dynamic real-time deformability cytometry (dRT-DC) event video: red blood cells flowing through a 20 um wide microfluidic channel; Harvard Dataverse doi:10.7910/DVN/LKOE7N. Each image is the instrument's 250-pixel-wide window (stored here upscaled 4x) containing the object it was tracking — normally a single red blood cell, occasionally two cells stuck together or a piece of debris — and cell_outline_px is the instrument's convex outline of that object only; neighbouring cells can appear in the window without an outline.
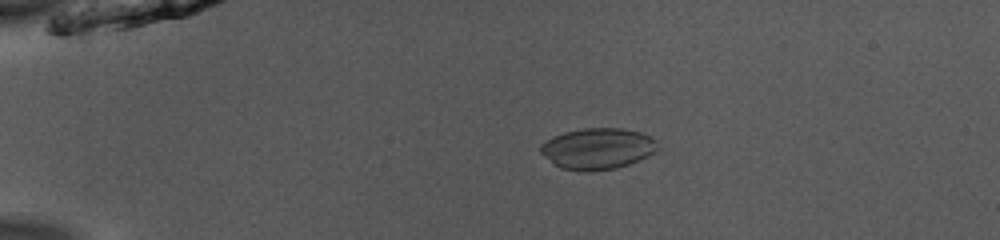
{"species": "common noctule bat (a hibernating species)", "species_latin": "Nyctalus noctula", "temperature_condition": "room temperature", "stored_images_in_passage": 52, "camera_frame_rate_fps": 3000, "um_per_image_px": 0.085, "animal": {"sex": "male", "body_mass_g": 13.0, "forearm_length_mm": 53.1}, "frame": {"image": 1, "passage_image": 12, "time_ms": 3.667, "image_size_px": [1000, 240], "cell_outline_px": [[660, 148], [656, 152], [648, 156], [628, 164], [616, 168], [588, 172], [584, 172], [560, 168], [544, 156], [540, 152], [540, 144], [552, 136], [564, 132], [584, 128], [624, 128], [640, 132], [656, 140]], "centroid_in_image_um": [50.8, 12.63], "position_along_channel_um": 34.2, "area_um2": 28.32}}
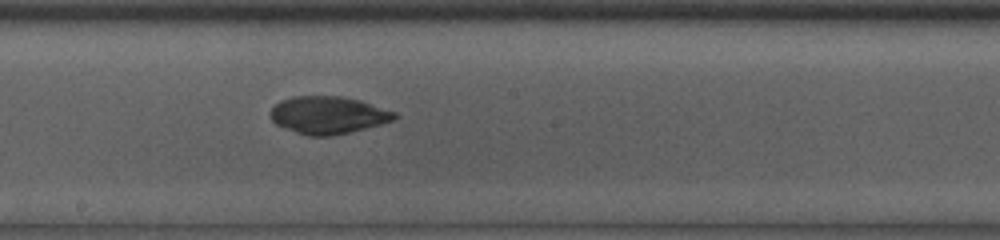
{"frame": {"image": 2, "passage_image": 30, "time_ms": 9.667, "image_size_px": [1000, 240], "cell_outline_px": [[400, 116], [392, 120], [380, 124], [332, 136], [308, 136], [296, 132], [276, 124], [272, 120], [268, 112], [280, 100], [292, 96], [344, 96], [360, 100], [396, 112]], "centroid_in_image_um": [27.87, 9.77], "position_along_channel_um": 220.3, "area_um2": 27.11}}
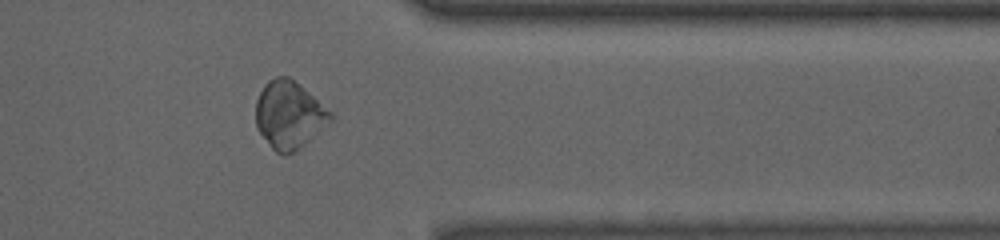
{"frame": {"image": 3, "passage_image": 43, "time_ms": 14.0, "image_size_px": [1000, 240], "cell_outline_px": [[332, 120], [328, 124], [292, 152], [284, 156], [276, 152], [272, 148], [256, 128], [256, 100], [264, 84], [268, 80], [276, 76], [288, 76], [332, 112]], "centroid_in_image_um": [24.53, 9.75], "position_along_channel_um": 386.9, "area_um2": 28.84}, "authors_computed_cell_mechanics": {"area_um2": 28.0908, "velocity_mm_per_s": 3.9693, "shape_relaxation_time_tau1_ms": 7.4151, "shape_relaxation_time_tau2_ms": 1.6011, "deformation_change_tau1": 0.1786, "deformation_change_tau2": 0.0417}}